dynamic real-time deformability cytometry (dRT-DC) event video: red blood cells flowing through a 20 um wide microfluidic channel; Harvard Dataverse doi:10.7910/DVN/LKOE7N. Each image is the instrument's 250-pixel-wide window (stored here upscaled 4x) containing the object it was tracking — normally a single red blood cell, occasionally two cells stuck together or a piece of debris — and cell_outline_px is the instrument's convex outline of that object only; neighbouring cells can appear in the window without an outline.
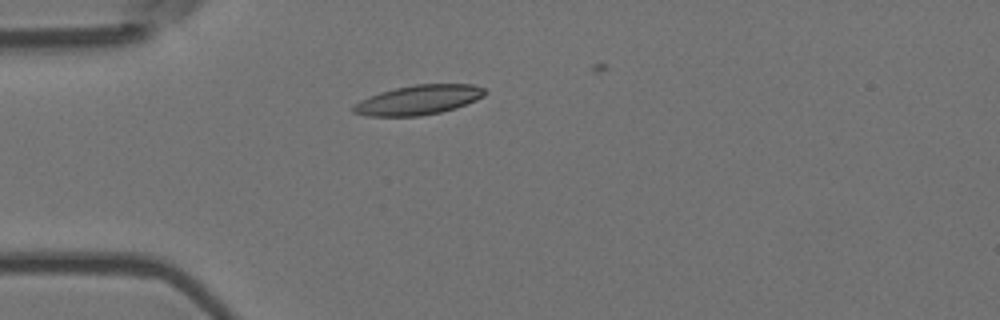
{"species": "Egyptian fruit bat (a non-hibernating species)", "species_latin": "Rousettus aegyptiacus", "temperature_condition": "room temperature", "stored_images_in_passage": 3, "camera_frame_rate_fps": 3000, "um_per_image_px": 0.085, "animal": {"sex": "female"}, "frame": {"image": 1, "passage_image": 1, "time_ms": 0.0, "image_size_px": [1000, 320], "cell_outline_px": [[488, 92], [484, 96], [476, 100], [456, 108], [440, 112], [420, 116], [368, 116], [352, 112], [352, 108], [360, 100], [368, 96], [380, 92], [396, 88], [416, 84], [472, 84], [484, 88]], "centroid_in_image_um": [35.59, 8.49], "position_along_channel_um": 49.4, "area_um2": 22.66}}